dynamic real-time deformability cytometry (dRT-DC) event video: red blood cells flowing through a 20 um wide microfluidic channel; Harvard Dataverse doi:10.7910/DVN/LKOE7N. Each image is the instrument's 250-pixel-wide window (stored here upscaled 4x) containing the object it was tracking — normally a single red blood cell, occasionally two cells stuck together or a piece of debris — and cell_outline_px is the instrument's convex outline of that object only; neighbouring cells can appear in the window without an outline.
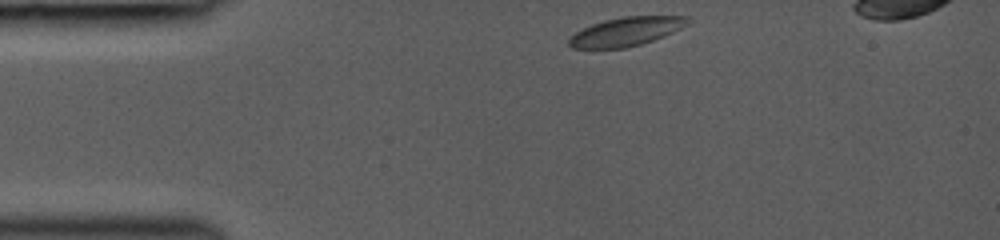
{"species": "common noctule bat (a hibernating species)", "species_latin": "Nyctalus noctula", "temperature_condition": "room temperature", "stored_images_in_passage": 15, "camera_frame_rate_fps": 3000, "um_per_image_px": 0.085, "animal": {"sex": "female", "body_mass_g": 19.0, "forearm_length_mm": 53.3}, "frame": {"image": 1, "passage_image": 1, "time_ms": 0.0, "image_size_px": [1000, 240], "cell_outline_px": [[692, 20], [688, 24], [664, 36], [640, 44], [624, 48], [572, 48], [568, 44], [568, 40], [576, 32], [592, 24], [604, 20], [624, 16], [688, 16]], "centroid_in_image_um": [53.24, 2.67], "position_along_channel_um": 31.8, "area_um2": 19.71}}
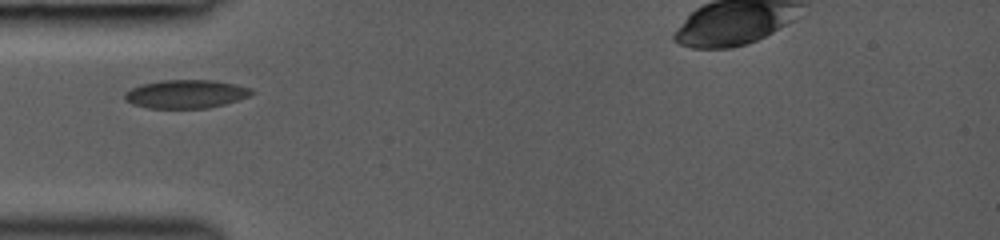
{"frame": {"image": 2, "passage_image": 14, "time_ms": 2.0, "image_size_px": [1000, 240], "cell_outline_px": [[256, 92], [248, 96], [224, 104], [208, 108], [148, 108], [132, 104], [124, 100], [124, 92], [140, 84], [160, 80], [212, 80], [236, 84], [252, 88]], "centroid_in_image_um": [15.78, 7.98], "position_along_channel_um": 69.2, "area_um2": 21.15}}